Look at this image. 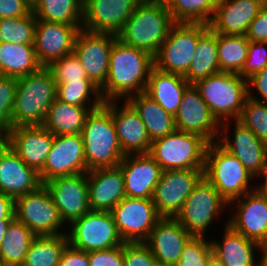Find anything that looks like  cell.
<instances>
[{
	"mask_svg": "<svg viewBox=\"0 0 267 266\" xmlns=\"http://www.w3.org/2000/svg\"><path fill=\"white\" fill-rule=\"evenodd\" d=\"M154 67V56L116 38L111 48L107 80L100 88L103 101L126 100L143 93Z\"/></svg>",
	"mask_w": 267,
	"mask_h": 266,
	"instance_id": "obj_1",
	"label": "cell"
},
{
	"mask_svg": "<svg viewBox=\"0 0 267 266\" xmlns=\"http://www.w3.org/2000/svg\"><path fill=\"white\" fill-rule=\"evenodd\" d=\"M174 24L166 2L145 0L135 7L117 38L155 57Z\"/></svg>",
	"mask_w": 267,
	"mask_h": 266,
	"instance_id": "obj_2",
	"label": "cell"
},
{
	"mask_svg": "<svg viewBox=\"0 0 267 266\" xmlns=\"http://www.w3.org/2000/svg\"><path fill=\"white\" fill-rule=\"evenodd\" d=\"M81 134L88 171L118 167L125 155L112 120V100L87 115Z\"/></svg>",
	"mask_w": 267,
	"mask_h": 266,
	"instance_id": "obj_3",
	"label": "cell"
},
{
	"mask_svg": "<svg viewBox=\"0 0 267 266\" xmlns=\"http://www.w3.org/2000/svg\"><path fill=\"white\" fill-rule=\"evenodd\" d=\"M56 98L57 85L47 67L17 78L11 128L42 125Z\"/></svg>",
	"mask_w": 267,
	"mask_h": 266,
	"instance_id": "obj_4",
	"label": "cell"
},
{
	"mask_svg": "<svg viewBox=\"0 0 267 266\" xmlns=\"http://www.w3.org/2000/svg\"><path fill=\"white\" fill-rule=\"evenodd\" d=\"M203 176L228 204L254 190L255 177L218 142L207 146Z\"/></svg>",
	"mask_w": 267,
	"mask_h": 266,
	"instance_id": "obj_5",
	"label": "cell"
},
{
	"mask_svg": "<svg viewBox=\"0 0 267 266\" xmlns=\"http://www.w3.org/2000/svg\"><path fill=\"white\" fill-rule=\"evenodd\" d=\"M193 85L220 124L239 120L248 97L247 80L236 73L218 72Z\"/></svg>",
	"mask_w": 267,
	"mask_h": 266,
	"instance_id": "obj_6",
	"label": "cell"
},
{
	"mask_svg": "<svg viewBox=\"0 0 267 266\" xmlns=\"http://www.w3.org/2000/svg\"><path fill=\"white\" fill-rule=\"evenodd\" d=\"M208 144L199 135L175 130L153 140L148 154L162 170L204 169Z\"/></svg>",
	"mask_w": 267,
	"mask_h": 266,
	"instance_id": "obj_7",
	"label": "cell"
},
{
	"mask_svg": "<svg viewBox=\"0 0 267 266\" xmlns=\"http://www.w3.org/2000/svg\"><path fill=\"white\" fill-rule=\"evenodd\" d=\"M227 206L229 204L203 176L185 200L175 219L194 237H205L210 226L212 227L213 222L217 221V217L223 216L225 208L228 210Z\"/></svg>",
	"mask_w": 267,
	"mask_h": 266,
	"instance_id": "obj_8",
	"label": "cell"
},
{
	"mask_svg": "<svg viewBox=\"0 0 267 266\" xmlns=\"http://www.w3.org/2000/svg\"><path fill=\"white\" fill-rule=\"evenodd\" d=\"M209 28L204 23H175L154 57L155 67L184 76L195 55L198 38Z\"/></svg>",
	"mask_w": 267,
	"mask_h": 266,
	"instance_id": "obj_9",
	"label": "cell"
},
{
	"mask_svg": "<svg viewBox=\"0 0 267 266\" xmlns=\"http://www.w3.org/2000/svg\"><path fill=\"white\" fill-rule=\"evenodd\" d=\"M14 214L15 218L24 223L36 236L67 233V226L62 221L58 208L44 184L33 192L17 197Z\"/></svg>",
	"mask_w": 267,
	"mask_h": 266,
	"instance_id": "obj_10",
	"label": "cell"
},
{
	"mask_svg": "<svg viewBox=\"0 0 267 266\" xmlns=\"http://www.w3.org/2000/svg\"><path fill=\"white\" fill-rule=\"evenodd\" d=\"M67 229L69 244L86 252L124 244L110 211H89Z\"/></svg>",
	"mask_w": 267,
	"mask_h": 266,
	"instance_id": "obj_11",
	"label": "cell"
},
{
	"mask_svg": "<svg viewBox=\"0 0 267 266\" xmlns=\"http://www.w3.org/2000/svg\"><path fill=\"white\" fill-rule=\"evenodd\" d=\"M110 212L124 243L145 242L161 219L152 199L126 196Z\"/></svg>",
	"mask_w": 267,
	"mask_h": 266,
	"instance_id": "obj_12",
	"label": "cell"
},
{
	"mask_svg": "<svg viewBox=\"0 0 267 266\" xmlns=\"http://www.w3.org/2000/svg\"><path fill=\"white\" fill-rule=\"evenodd\" d=\"M232 124L233 133L229 130ZM217 142L233 154L254 177L267 166V145L239 120L222 122Z\"/></svg>",
	"mask_w": 267,
	"mask_h": 266,
	"instance_id": "obj_13",
	"label": "cell"
},
{
	"mask_svg": "<svg viewBox=\"0 0 267 266\" xmlns=\"http://www.w3.org/2000/svg\"><path fill=\"white\" fill-rule=\"evenodd\" d=\"M204 169L163 170L153 194V203L161 218H175Z\"/></svg>",
	"mask_w": 267,
	"mask_h": 266,
	"instance_id": "obj_14",
	"label": "cell"
},
{
	"mask_svg": "<svg viewBox=\"0 0 267 266\" xmlns=\"http://www.w3.org/2000/svg\"><path fill=\"white\" fill-rule=\"evenodd\" d=\"M87 172L82 134L54 135L50 153L39 172L41 182Z\"/></svg>",
	"mask_w": 267,
	"mask_h": 266,
	"instance_id": "obj_15",
	"label": "cell"
},
{
	"mask_svg": "<svg viewBox=\"0 0 267 266\" xmlns=\"http://www.w3.org/2000/svg\"><path fill=\"white\" fill-rule=\"evenodd\" d=\"M117 35L81 29L76 37L74 53L88 78L101 88L108 76L110 53Z\"/></svg>",
	"mask_w": 267,
	"mask_h": 266,
	"instance_id": "obj_16",
	"label": "cell"
},
{
	"mask_svg": "<svg viewBox=\"0 0 267 266\" xmlns=\"http://www.w3.org/2000/svg\"><path fill=\"white\" fill-rule=\"evenodd\" d=\"M44 185L50 192L60 217L67 227L91 211L87 173L57 177L45 182Z\"/></svg>",
	"mask_w": 267,
	"mask_h": 266,
	"instance_id": "obj_17",
	"label": "cell"
},
{
	"mask_svg": "<svg viewBox=\"0 0 267 266\" xmlns=\"http://www.w3.org/2000/svg\"><path fill=\"white\" fill-rule=\"evenodd\" d=\"M174 120L176 130L199 135L208 143L218 141L220 123L194 85L185 90Z\"/></svg>",
	"mask_w": 267,
	"mask_h": 266,
	"instance_id": "obj_18",
	"label": "cell"
},
{
	"mask_svg": "<svg viewBox=\"0 0 267 266\" xmlns=\"http://www.w3.org/2000/svg\"><path fill=\"white\" fill-rule=\"evenodd\" d=\"M82 25L37 20L34 49L38 62L47 67L51 62L73 53Z\"/></svg>",
	"mask_w": 267,
	"mask_h": 266,
	"instance_id": "obj_19",
	"label": "cell"
},
{
	"mask_svg": "<svg viewBox=\"0 0 267 266\" xmlns=\"http://www.w3.org/2000/svg\"><path fill=\"white\" fill-rule=\"evenodd\" d=\"M145 0H84L82 29L117 35Z\"/></svg>",
	"mask_w": 267,
	"mask_h": 266,
	"instance_id": "obj_20",
	"label": "cell"
},
{
	"mask_svg": "<svg viewBox=\"0 0 267 266\" xmlns=\"http://www.w3.org/2000/svg\"><path fill=\"white\" fill-rule=\"evenodd\" d=\"M228 207L233 208L228 224L261 246L267 240V201L253 190L232 201Z\"/></svg>",
	"mask_w": 267,
	"mask_h": 266,
	"instance_id": "obj_21",
	"label": "cell"
},
{
	"mask_svg": "<svg viewBox=\"0 0 267 266\" xmlns=\"http://www.w3.org/2000/svg\"><path fill=\"white\" fill-rule=\"evenodd\" d=\"M54 135L42 125L12 127L6 133V143L29 167L38 173L50 153Z\"/></svg>",
	"mask_w": 267,
	"mask_h": 266,
	"instance_id": "obj_22",
	"label": "cell"
},
{
	"mask_svg": "<svg viewBox=\"0 0 267 266\" xmlns=\"http://www.w3.org/2000/svg\"><path fill=\"white\" fill-rule=\"evenodd\" d=\"M193 237L175 218H161L144 243L159 266H175Z\"/></svg>",
	"mask_w": 267,
	"mask_h": 266,
	"instance_id": "obj_23",
	"label": "cell"
},
{
	"mask_svg": "<svg viewBox=\"0 0 267 266\" xmlns=\"http://www.w3.org/2000/svg\"><path fill=\"white\" fill-rule=\"evenodd\" d=\"M118 167L124 176L127 197L153 198L163 170L148 153L125 155Z\"/></svg>",
	"mask_w": 267,
	"mask_h": 266,
	"instance_id": "obj_24",
	"label": "cell"
},
{
	"mask_svg": "<svg viewBox=\"0 0 267 266\" xmlns=\"http://www.w3.org/2000/svg\"><path fill=\"white\" fill-rule=\"evenodd\" d=\"M119 102L123 103L119 105ZM112 120L124 155L149 152L152 141L146 127L138 113L126 100H112Z\"/></svg>",
	"mask_w": 267,
	"mask_h": 266,
	"instance_id": "obj_25",
	"label": "cell"
},
{
	"mask_svg": "<svg viewBox=\"0 0 267 266\" xmlns=\"http://www.w3.org/2000/svg\"><path fill=\"white\" fill-rule=\"evenodd\" d=\"M41 185L39 173L26 165L6 143L0 149V193L15 200Z\"/></svg>",
	"mask_w": 267,
	"mask_h": 266,
	"instance_id": "obj_26",
	"label": "cell"
},
{
	"mask_svg": "<svg viewBox=\"0 0 267 266\" xmlns=\"http://www.w3.org/2000/svg\"><path fill=\"white\" fill-rule=\"evenodd\" d=\"M224 227L223 237L219 236L223 240L210 239L213 256L224 266H261V246L236 232L228 224V219Z\"/></svg>",
	"mask_w": 267,
	"mask_h": 266,
	"instance_id": "obj_27",
	"label": "cell"
},
{
	"mask_svg": "<svg viewBox=\"0 0 267 266\" xmlns=\"http://www.w3.org/2000/svg\"><path fill=\"white\" fill-rule=\"evenodd\" d=\"M87 182L91 211H111L126 197L124 176L119 167L90 170Z\"/></svg>",
	"mask_w": 267,
	"mask_h": 266,
	"instance_id": "obj_28",
	"label": "cell"
},
{
	"mask_svg": "<svg viewBox=\"0 0 267 266\" xmlns=\"http://www.w3.org/2000/svg\"><path fill=\"white\" fill-rule=\"evenodd\" d=\"M262 6L258 0H220L209 27L220 34L246 35Z\"/></svg>",
	"mask_w": 267,
	"mask_h": 266,
	"instance_id": "obj_29",
	"label": "cell"
},
{
	"mask_svg": "<svg viewBox=\"0 0 267 266\" xmlns=\"http://www.w3.org/2000/svg\"><path fill=\"white\" fill-rule=\"evenodd\" d=\"M189 82L181 75L163 72L154 67L144 93L155 100L166 112L175 116Z\"/></svg>",
	"mask_w": 267,
	"mask_h": 266,
	"instance_id": "obj_30",
	"label": "cell"
},
{
	"mask_svg": "<svg viewBox=\"0 0 267 266\" xmlns=\"http://www.w3.org/2000/svg\"><path fill=\"white\" fill-rule=\"evenodd\" d=\"M126 101L138 113L151 141L165 137L176 130L174 116L144 92L131 95Z\"/></svg>",
	"mask_w": 267,
	"mask_h": 266,
	"instance_id": "obj_31",
	"label": "cell"
},
{
	"mask_svg": "<svg viewBox=\"0 0 267 266\" xmlns=\"http://www.w3.org/2000/svg\"><path fill=\"white\" fill-rule=\"evenodd\" d=\"M99 107H80L55 99L49 107L43 127L53 135L81 134L87 115Z\"/></svg>",
	"mask_w": 267,
	"mask_h": 266,
	"instance_id": "obj_32",
	"label": "cell"
},
{
	"mask_svg": "<svg viewBox=\"0 0 267 266\" xmlns=\"http://www.w3.org/2000/svg\"><path fill=\"white\" fill-rule=\"evenodd\" d=\"M220 72L217 33L210 27L198 38L195 55L187 73L183 76L190 85Z\"/></svg>",
	"mask_w": 267,
	"mask_h": 266,
	"instance_id": "obj_33",
	"label": "cell"
},
{
	"mask_svg": "<svg viewBox=\"0 0 267 266\" xmlns=\"http://www.w3.org/2000/svg\"><path fill=\"white\" fill-rule=\"evenodd\" d=\"M34 45L0 42V71L4 76L19 78L39 70Z\"/></svg>",
	"mask_w": 267,
	"mask_h": 266,
	"instance_id": "obj_34",
	"label": "cell"
},
{
	"mask_svg": "<svg viewBox=\"0 0 267 266\" xmlns=\"http://www.w3.org/2000/svg\"><path fill=\"white\" fill-rule=\"evenodd\" d=\"M84 0H35L32 13L37 20L82 25Z\"/></svg>",
	"mask_w": 267,
	"mask_h": 266,
	"instance_id": "obj_35",
	"label": "cell"
},
{
	"mask_svg": "<svg viewBox=\"0 0 267 266\" xmlns=\"http://www.w3.org/2000/svg\"><path fill=\"white\" fill-rule=\"evenodd\" d=\"M36 237L24 223L14 218L0 244V256L8 266H21Z\"/></svg>",
	"mask_w": 267,
	"mask_h": 266,
	"instance_id": "obj_36",
	"label": "cell"
},
{
	"mask_svg": "<svg viewBox=\"0 0 267 266\" xmlns=\"http://www.w3.org/2000/svg\"><path fill=\"white\" fill-rule=\"evenodd\" d=\"M68 244L67 234L37 236L28 248L21 266H58Z\"/></svg>",
	"mask_w": 267,
	"mask_h": 266,
	"instance_id": "obj_37",
	"label": "cell"
},
{
	"mask_svg": "<svg viewBox=\"0 0 267 266\" xmlns=\"http://www.w3.org/2000/svg\"><path fill=\"white\" fill-rule=\"evenodd\" d=\"M249 40L246 35L217 33V51L220 72L239 74L248 55Z\"/></svg>",
	"mask_w": 267,
	"mask_h": 266,
	"instance_id": "obj_38",
	"label": "cell"
},
{
	"mask_svg": "<svg viewBox=\"0 0 267 266\" xmlns=\"http://www.w3.org/2000/svg\"><path fill=\"white\" fill-rule=\"evenodd\" d=\"M220 0H168L166 5L175 23L209 24Z\"/></svg>",
	"mask_w": 267,
	"mask_h": 266,
	"instance_id": "obj_39",
	"label": "cell"
},
{
	"mask_svg": "<svg viewBox=\"0 0 267 266\" xmlns=\"http://www.w3.org/2000/svg\"><path fill=\"white\" fill-rule=\"evenodd\" d=\"M57 99L80 107H101L104 104L100 88L93 82H61L57 84Z\"/></svg>",
	"mask_w": 267,
	"mask_h": 266,
	"instance_id": "obj_40",
	"label": "cell"
},
{
	"mask_svg": "<svg viewBox=\"0 0 267 266\" xmlns=\"http://www.w3.org/2000/svg\"><path fill=\"white\" fill-rule=\"evenodd\" d=\"M37 19L27 16L0 19V42L33 45Z\"/></svg>",
	"mask_w": 267,
	"mask_h": 266,
	"instance_id": "obj_41",
	"label": "cell"
},
{
	"mask_svg": "<svg viewBox=\"0 0 267 266\" xmlns=\"http://www.w3.org/2000/svg\"><path fill=\"white\" fill-rule=\"evenodd\" d=\"M47 68L56 85L61 82H92L74 52L51 62Z\"/></svg>",
	"mask_w": 267,
	"mask_h": 266,
	"instance_id": "obj_42",
	"label": "cell"
},
{
	"mask_svg": "<svg viewBox=\"0 0 267 266\" xmlns=\"http://www.w3.org/2000/svg\"><path fill=\"white\" fill-rule=\"evenodd\" d=\"M239 121L267 145V103L247 97Z\"/></svg>",
	"mask_w": 267,
	"mask_h": 266,
	"instance_id": "obj_43",
	"label": "cell"
},
{
	"mask_svg": "<svg viewBox=\"0 0 267 266\" xmlns=\"http://www.w3.org/2000/svg\"><path fill=\"white\" fill-rule=\"evenodd\" d=\"M207 237H193L181 254L175 266H207L213 257L210 239Z\"/></svg>",
	"mask_w": 267,
	"mask_h": 266,
	"instance_id": "obj_44",
	"label": "cell"
},
{
	"mask_svg": "<svg viewBox=\"0 0 267 266\" xmlns=\"http://www.w3.org/2000/svg\"><path fill=\"white\" fill-rule=\"evenodd\" d=\"M16 90L17 78L4 75L0 77V128L6 133L11 128Z\"/></svg>",
	"mask_w": 267,
	"mask_h": 266,
	"instance_id": "obj_45",
	"label": "cell"
},
{
	"mask_svg": "<svg viewBox=\"0 0 267 266\" xmlns=\"http://www.w3.org/2000/svg\"><path fill=\"white\" fill-rule=\"evenodd\" d=\"M267 66V42H249L248 55L239 75L248 80Z\"/></svg>",
	"mask_w": 267,
	"mask_h": 266,
	"instance_id": "obj_46",
	"label": "cell"
},
{
	"mask_svg": "<svg viewBox=\"0 0 267 266\" xmlns=\"http://www.w3.org/2000/svg\"><path fill=\"white\" fill-rule=\"evenodd\" d=\"M123 258L125 266H159L144 242L124 243Z\"/></svg>",
	"mask_w": 267,
	"mask_h": 266,
	"instance_id": "obj_47",
	"label": "cell"
},
{
	"mask_svg": "<svg viewBox=\"0 0 267 266\" xmlns=\"http://www.w3.org/2000/svg\"><path fill=\"white\" fill-rule=\"evenodd\" d=\"M88 259L90 266H125L123 245L88 252Z\"/></svg>",
	"mask_w": 267,
	"mask_h": 266,
	"instance_id": "obj_48",
	"label": "cell"
},
{
	"mask_svg": "<svg viewBox=\"0 0 267 266\" xmlns=\"http://www.w3.org/2000/svg\"><path fill=\"white\" fill-rule=\"evenodd\" d=\"M246 37L251 42H267V4H263L259 14L250 23Z\"/></svg>",
	"mask_w": 267,
	"mask_h": 266,
	"instance_id": "obj_49",
	"label": "cell"
},
{
	"mask_svg": "<svg viewBox=\"0 0 267 266\" xmlns=\"http://www.w3.org/2000/svg\"><path fill=\"white\" fill-rule=\"evenodd\" d=\"M247 89L248 97L259 102L267 103V66L247 80ZM257 95L259 96L257 97Z\"/></svg>",
	"mask_w": 267,
	"mask_h": 266,
	"instance_id": "obj_50",
	"label": "cell"
},
{
	"mask_svg": "<svg viewBox=\"0 0 267 266\" xmlns=\"http://www.w3.org/2000/svg\"><path fill=\"white\" fill-rule=\"evenodd\" d=\"M32 12L28 0H0V19L27 16Z\"/></svg>",
	"mask_w": 267,
	"mask_h": 266,
	"instance_id": "obj_51",
	"label": "cell"
},
{
	"mask_svg": "<svg viewBox=\"0 0 267 266\" xmlns=\"http://www.w3.org/2000/svg\"><path fill=\"white\" fill-rule=\"evenodd\" d=\"M58 266H90L88 252L68 244L62 254Z\"/></svg>",
	"mask_w": 267,
	"mask_h": 266,
	"instance_id": "obj_52",
	"label": "cell"
},
{
	"mask_svg": "<svg viewBox=\"0 0 267 266\" xmlns=\"http://www.w3.org/2000/svg\"><path fill=\"white\" fill-rule=\"evenodd\" d=\"M15 200L0 193V224L1 221H12L15 218Z\"/></svg>",
	"mask_w": 267,
	"mask_h": 266,
	"instance_id": "obj_53",
	"label": "cell"
},
{
	"mask_svg": "<svg viewBox=\"0 0 267 266\" xmlns=\"http://www.w3.org/2000/svg\"><path fill=\"white\" fill-rule=\"evenodd\" d=\"M256 178V181H258L260 178L263 180L258 186L254 185V191H256L263 199L267 201V166L257 177H255V179Z\"/></svg>",
	"mask_w": 267,
	"mask_h": 266,
	"instance_id": "obj_54",
	"label": "cell"
},
{
	"mask_svg": "<svg viewBox=\"0 0 267 266\" xmlns=\"http://www.w3.org/2000/svg\"><path fill=\"white\" fill-rule=\"evenodd\" d=\"M261 266H267V240L261 245Z\"/></svg>",
	"mask_w": 267,
	"mask_h": 266,
	"instance_id": "obj_55",
	"label": "cell"
},
{
	"mask_svg": "<svg viewBox=\"0 0 267 266\" xmlns=\"http://www.w3.org/2000/svg\"><path fill=\"white\" fill-rule=\"evenodd\" d=\"M11 223V221H1V224H0V244L7 232V228L9 226V224Z\"/></svg>",
	"mask_w": 267,
	"mask_h": 266,
	"instance_id": "obj_56",
	"label": "cell"
},
{
	"mask_svg": "<svg viewBox=\"0 0 267 266\" xmlns=\"http://www.w3.org/2000/svg\"><path fill=\"white\" fill-rule=\"evenodd\" d=\"M6 144V132L0 128V149Z\"/></svg>",
	"mask_w": 267,
	"mask_h": 266,
	"instance_id": "obj_57",
	"label": "cell"
},
{
	"mask_svg": "<svg viewBox=\"0 0 267 266\" xmlns=\"http://www.w3.org/2000/svg\"><path fill=\"white\" fill-rule=\"evenodd\" d=\"M207 266H224V265L213 256L210 259V261H209Z\"/></svg>",
	"mask_w": 267,
	"mask_h": 266,
	"instance_id": "obj_58",
	"label": "cell"
},
{
	"mask_svg": "<svg viewBox=\"0 0 267 266\" xmlns=\"http://www.w3.org/2000/svg\"><path fill=\"white\" fill-rule=\"evenodd\" d=\"M0 266H8L1 256H0Z\"/></svg>",
	"mask_w": 267,
	"mask_h": 266,
	"instance_id": "obj_59",
	"label": "cell"
},
{
	"mask_svg": "<svg viewBox=\"0 0 267 266\" xmlns=\"http://www.w3.org/2000/svg\"><path fill=\"white\" fill-rule=\"evenodd\" d=\"M260 1L262 4H267V0H258Z\"/></svg>",
	"mask_w": 267,
	"mask_h": 266,
	"instance_id": "obj_60",
	"label": "cell"
},
{
	"mask_svg": "<svg viewBox=\"0 0 267 266\" xmlns=\"http://www.w3.org/2000/svg\"><path fill=\"white\" fill-rule=\"evenodd\" d=\"M28 1H29L31 4H33L35 0H28Z\"/></svg>",
	"mask_w": 267,
	"mask_h": 266,
	"instance_id": "obj_61",
	"label": "cell"
}]
</instances>
